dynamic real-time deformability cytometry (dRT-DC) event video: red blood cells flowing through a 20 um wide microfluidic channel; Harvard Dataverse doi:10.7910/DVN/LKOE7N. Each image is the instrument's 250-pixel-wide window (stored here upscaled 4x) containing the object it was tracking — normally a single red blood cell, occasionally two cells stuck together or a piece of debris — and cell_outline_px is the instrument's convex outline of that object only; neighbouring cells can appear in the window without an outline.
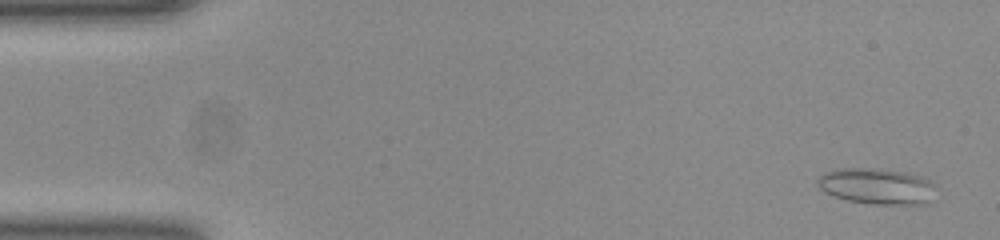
{"species": "common noctule bat (a hibernating species)", "species_latin": "Nyctalus noctula", "temperature_condition": "room temperature", "stored_images_in_passage": 53, "camera_frame_rate_fps": 3000, "um_per_image_px": 0.085, "animal": {"sex": "female", "body_mass_g": 23.0, "forearm_length_mm": 53.4}, "frame": {"image": 1, "passage_image": 3, "time_ms": 0.667, "image_size_px": [1000, 240], "cell_outline_px": [[932, 184], [928, 200], [924, 204], [872, 204], [848, 200], [824, 192], [820, 188], [820, 176], [824, 172], [840, 168], [880, 168], [908, 172], [924, 176]], "centroid_in_image_um": [74.5, 15.8], "position_along_channel_um": 10.5, "area_um2": 24.39}}
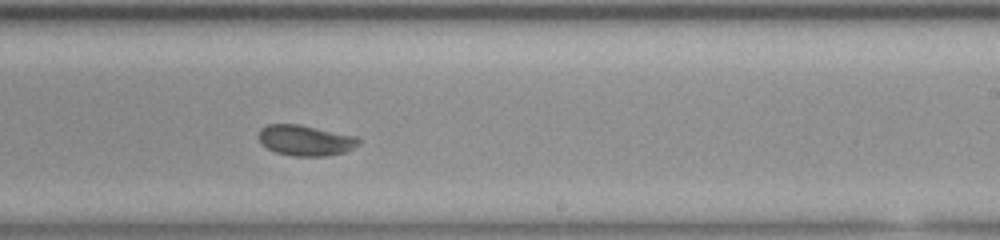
{"frame": {"image": 2, "passage_image": 32, "time_ms": 10.333, "image_size_px": [1000, 240], "cell_outline_px": [[360, 144], [344, 152], [328, 156], [292, 156], [276, 152], [268, 148], [260, 140], [260, 128], [268, 124], [300, 124], [356, 136], [360, 140]], "centroid_in_image_um": [25.99, 11.93], "position_along_channel_um": 263.0, "area_um2": 17.74}}
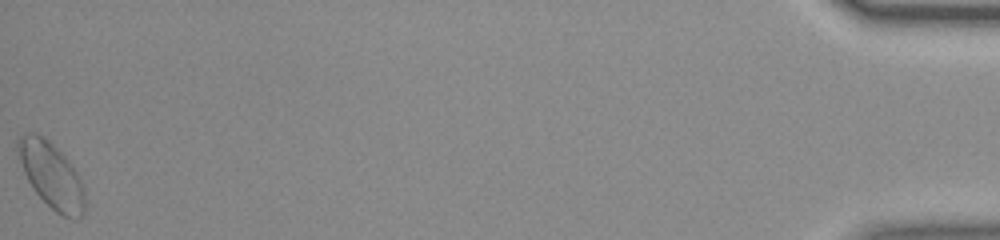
{"frame": {"image": 3, "passage_image": 53, "time_ms": 17.333, "image_size_px": [1000, 240], "cell_outline_px": [[84, 212], [76, 220], [72, 220], [56, 212], [36, 192], [28, 180], [24, 172], [16, 148], [16, 140], [24, 132], [32, 132], [44, 136], [68, 160], [76, 172], [84, 188]], "centroid_in_image_um": [4.35, 14.88], "position_along_channel_um": 430.8, "area_um2": 25.32}}